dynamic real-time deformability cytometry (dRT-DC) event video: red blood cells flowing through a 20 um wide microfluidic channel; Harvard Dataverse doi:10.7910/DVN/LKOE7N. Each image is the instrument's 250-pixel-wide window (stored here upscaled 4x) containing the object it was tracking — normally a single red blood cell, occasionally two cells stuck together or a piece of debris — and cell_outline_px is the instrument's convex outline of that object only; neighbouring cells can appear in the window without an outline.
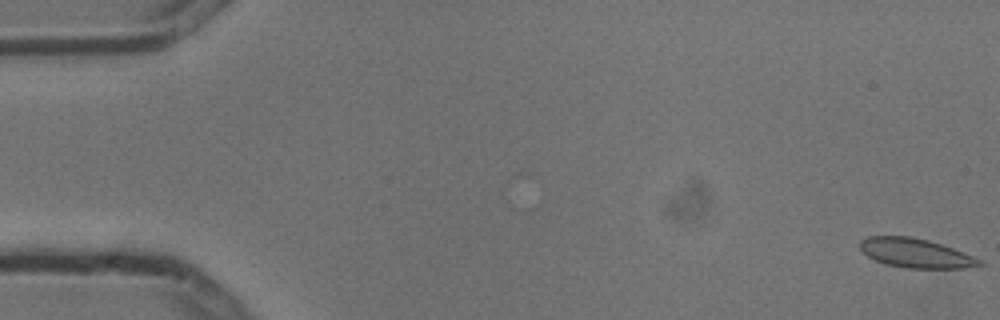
{"species": "common noctule bat (a hibernating species)", "species_latin": "Nyctalus noctula", "temperature_condition": "cold", "stored_images_in_passage": 4, "segment_of_instrument_passage": [2, 2], "camera_frame_rate_fps": 3000, "um_per_image_px": 0.085, "animal": {"sex": "male", "body_mass_g": 13.3}, "frame": {"image": 1, "passage_image": 4, "time_ms": 1.0, "image_size_px": [1000, 320], "cell_outline_px": [[984, 264], [964, 268], [904, 268], [884, 264], [868, 256], [860, 248], [860, 240], [868, 236], [912, 236], [928, 240], [952, 248], [972, 256], [980, 260]], "centroid_in_image_um": [77.79, 21.51], "position_along_channel_um": 7.2, "area_um2": 20.17}}